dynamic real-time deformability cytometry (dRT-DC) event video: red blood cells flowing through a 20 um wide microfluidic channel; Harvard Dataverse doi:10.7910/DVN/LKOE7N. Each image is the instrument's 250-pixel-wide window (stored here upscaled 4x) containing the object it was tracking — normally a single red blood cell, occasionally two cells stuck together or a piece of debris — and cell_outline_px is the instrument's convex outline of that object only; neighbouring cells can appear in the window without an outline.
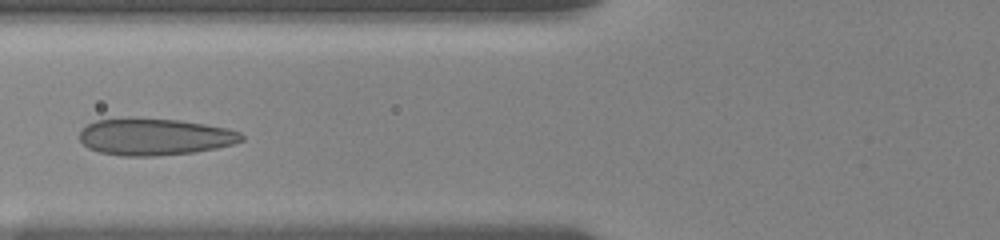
{"species": "human", "species_latin": "Homo sapiens", "temperature_condition": "room temperature", "stored_images_in_passage": 45, "camera_frame_rate_fps": 3000, "um_per_image_px": 0.085, "donor": {"sex": "female"}, "frame": {"image": 1, "passage_image": 12, "time_ms": 3.333, "image_size_px": [1000, 240], "cell_outline_px": [[244, 140], [232, 144], [216, 148], [196, 152], [156, 156], [124, 156], [100, 152], [88, 148], [80, 140], [80, 132], [88, 124], [96, 120], [128, 116], [180, 120], [228, 128], [240, 132], [244, 136]], "centroid_in_image_um": [13.14, 11.61], "position_along_channel_um": 112.7, "area_um2": 35.26}}
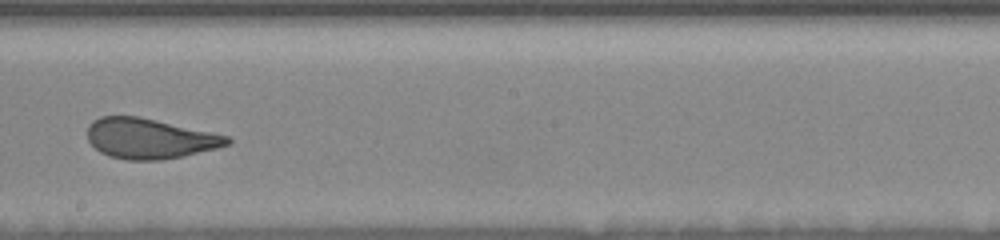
{"frame": {"image": 2, "passage_image": 20, "time_ms": 6.667, "image_size_px": [1000, 240], "cell_outline_px": [[232, 144], [184, 156], [160, 160], [128, 160], [108, 156], [100, 152], [88, 140], [88, 124], [92, 120], [100, 116], [140, 116], [212, 132], [228, 136], [232, 140]], "centroid_in_image_um": [12.72, 11.77], "position_along_channel_um": 235.5, "area_um2": 32.95}}
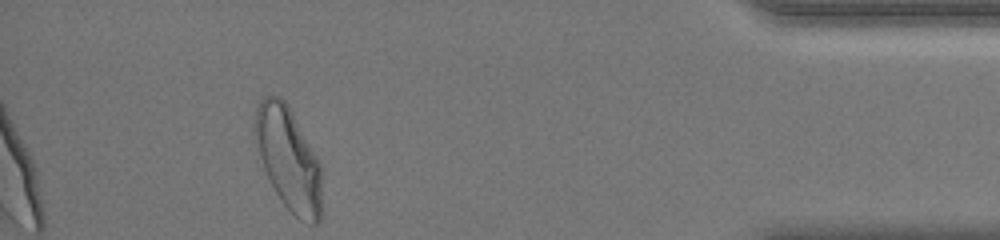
{"frame": {"image": 3, "passage_image": 45, "time_ms": 12.667, "image_size_px": [1000, 240], "cell_outline_px": [[320, 220], [316, 224], [312, 224], [300, 220], [280, 200], [264, 168], [252, 124], [256, 108], [260, 100], [264, 96], [276, 96], [284, 100], [288, 104], [316, 156], [320, 164]], "centroid_in_image_um": [24.5, 13.47], "position_along_channel_um": 410.7, "area_um2": 39.36}, "authors_computed_cell_mechanics": {"area_um2": 35.258, "velocity_mm_per_s": 3.6707, "shape_relaxation_time_tau1_ms": 5.6785, "shape_relaxation_time_tau2_ms": 0.7371, "deformation_change_tau1": 0.165, "deformation_change_tau2": 0.0753}}